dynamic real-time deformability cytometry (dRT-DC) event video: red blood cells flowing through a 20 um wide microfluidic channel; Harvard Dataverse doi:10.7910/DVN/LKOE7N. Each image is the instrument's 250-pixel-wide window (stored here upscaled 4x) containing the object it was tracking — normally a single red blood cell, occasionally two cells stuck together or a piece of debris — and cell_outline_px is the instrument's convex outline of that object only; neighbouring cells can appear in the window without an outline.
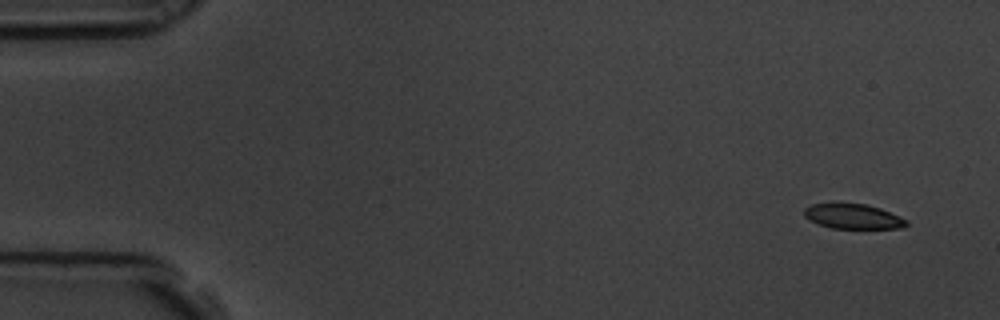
{"species": "common noctule bat (a hibernating species)", "species_latin": "Nyctalus noctula", "temperature_condition": "room temperature", "stored_images_in_passage": 5, "camera_frame_rate_fps": 3000, "um_per_image_px": 0.085, "animal": {"sex": "male", "body_mass_g": 19.5, "forearm_length_mm": 54.6}, "frame": {"image": 1, "passage_image": 1, "time_ms": 0.0, "image_size_px": [1000, 320], "cell_outline_px": [[908, 224], [904, 228], [832, 228], [820, 224], [804, 216], [804, 208], [812, 204], [832, 200], [864, 204], [880, 208], [900, 216], [908, 220]], "centroid_in_image_um": [72.49, 18.34], "position_along_channel_um": 12.5, "area_um2": 15.32}}
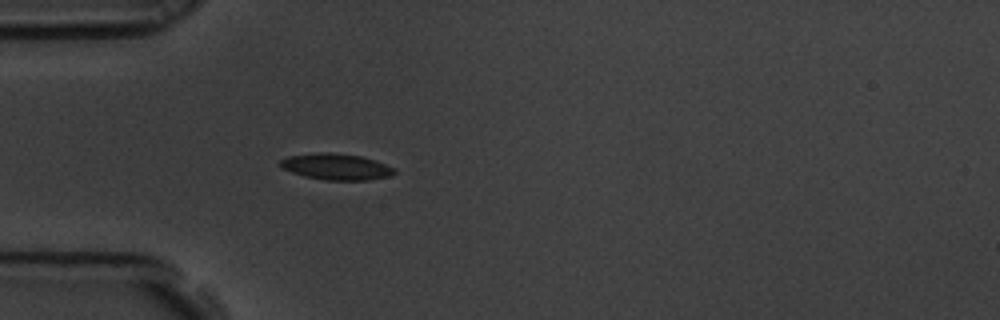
{"frame": {"image": 2, "passage_image": 5, "time_ms": 1.333, "image_size_px": [1000, 320], "cell_outline_px": [[396, 172], [388, 176], [368, 180], [324, 180], [304, 176], [292, 172], [284, 168], [280, 164], [280, 160], [288, 156], [316, 152], [328, 152], [360, 156], [396, 168]], "centroid_in_image_um": [28.56, 14.17], "position_along_channel_um": 56.4, "area_um2": 17.22}}